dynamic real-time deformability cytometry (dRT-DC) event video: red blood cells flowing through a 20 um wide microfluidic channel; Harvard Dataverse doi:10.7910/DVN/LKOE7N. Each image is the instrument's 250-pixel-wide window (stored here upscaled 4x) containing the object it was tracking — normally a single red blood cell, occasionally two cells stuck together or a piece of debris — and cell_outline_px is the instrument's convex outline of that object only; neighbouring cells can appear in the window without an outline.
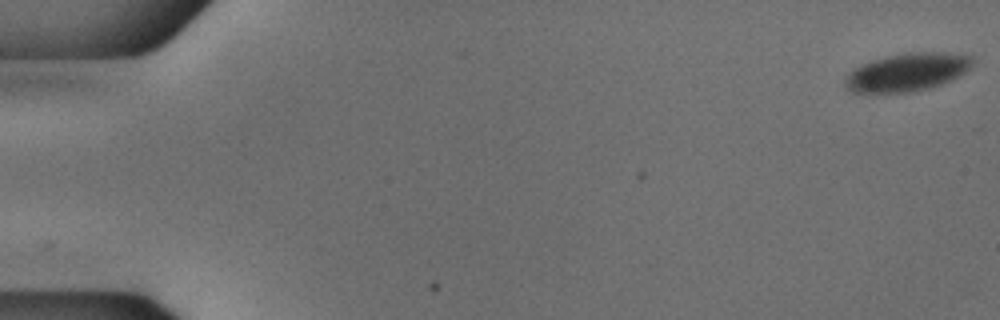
{"species": "common noctule bat (a hibernating species)", "species_latin": "Nyctalus noctula", "temperature_condition": "cold", "stored_images_in_passage": 54, "camera_frame_rate_fps": 3000, "um_per_image_px": 0.085, "animal": {"sex": "male", "body_mass_g": 18.8}, "frame": {"image": 1, "passage_image": 1, "time_ms": 0.0, "image_size_px": [1000, 320], "cell_outline_px": [[976, 60], [960, 76], [952, 80], [928, 88], [912, 92], [852, 92], [844, 88], [844, 80], [848, 72], [872, 60], [884, 56], [904, 52], [944, 52], [972, 56]], "centroid_in_image_um": [77.11, 6.12], "position_along_channel_um": 7.9, "area_um2": 28.32}}
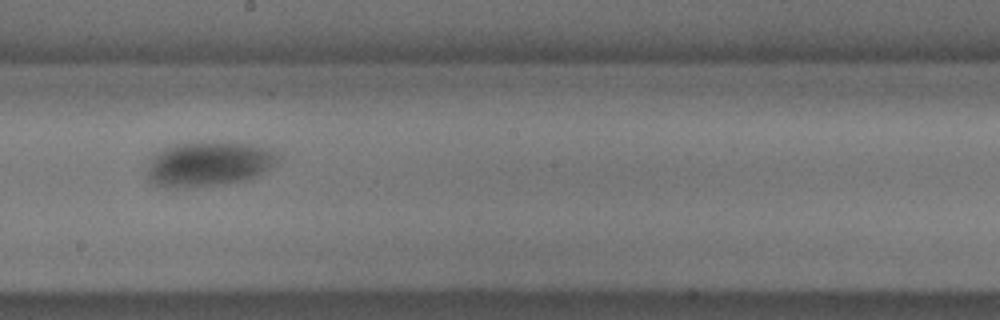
{"frame": {"image": 2, "passage_image": 31, "time_ms": 10.0, "image_size_px": [1000, 320], "cell_outline_px": [[284, 160], [244, 180], [224, 184], [188, 188], [164, 188], [152, 184], [148, 180], [148, 168], [152, 156], [156, 152], [164, 148], [176, 144], [196, 140], [216, 140], [248, 144], [268, 148], [276, 152]], "centroid_in_image_um": [17.71, 13.91], "position_along_channel_um": 230.5, "area_um2": 34.97}}
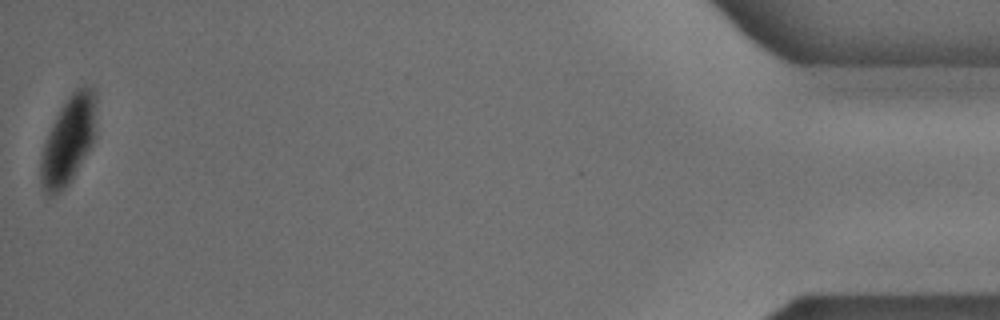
{"frame": {"image": 3, "passage_image": 54, "time_ms": 17.667, "image_size_px": [1000, 320], "cell_outline_px": [[96, 136], [92, 144], [72, 180], [64, 188], [48, 196], [44, 192], [40, 180], [40, 156], [44, 140], [60, 108], [68, 96], [76, 88], [84, 84], [88, 84], [96, 88]], "centroid_in_image_um": [5.84, 11.86], "position_along_channel_um": 429.4, "area_um2": 29.07}}